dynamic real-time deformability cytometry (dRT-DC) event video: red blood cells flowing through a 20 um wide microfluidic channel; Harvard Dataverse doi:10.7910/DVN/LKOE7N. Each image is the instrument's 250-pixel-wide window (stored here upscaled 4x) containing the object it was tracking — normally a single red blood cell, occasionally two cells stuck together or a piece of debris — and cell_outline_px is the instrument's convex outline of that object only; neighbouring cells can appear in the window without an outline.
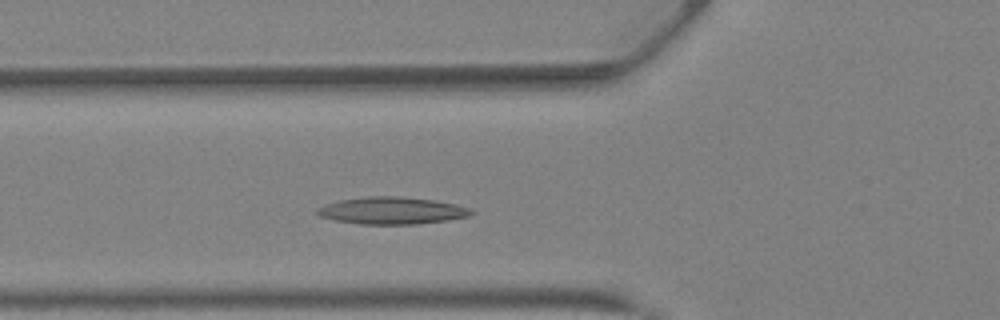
{"species": "Egyptian fruit bat (a non-hibernating species)", "species_latin": "Rousettus aegyptiacus", "temperature_condition": "warm", "stored_images_in_passage": 25, "camera_frame_rate_fps": 3000, "um_per_image_px": 0.085, "animal": {"sex": "female"}, "frame": {"image": 1, "passage_image": 7, "time_ms": 2.0, "image_size_px": [1000, 320], "cell_outline_px": [[476, 212], [468, 216], [448, 220], [416, 224], [360, 224], [336, 220], [320, 216], [316, 212], [316, 208], [340, 200], [368, 196], [400, 196], [432, 200], [456, 204], [472, 208]], "centroid_in_image_um": [33.35, 17.9], "position_along_channel_um": 92.4, "area_um2": 24.28}}
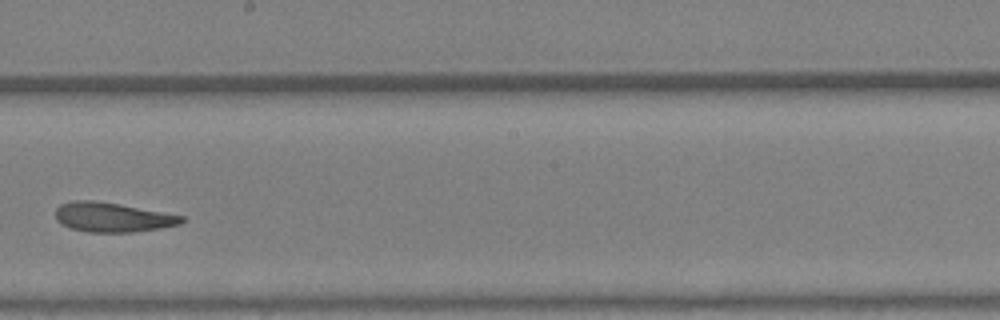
{"frame": {"image": 2, "passage_image": 16, "time_ms": 5.0, "image_size_px": [1000, 320], "cell_outline_px": [[184, 220], [180, 224], [160, 228], [132, 232], [88, 232], [72, 228], [60, 224], [56, 220], [56, 208], [60, 204], [72, 200], [92, 200], [120, 204], [184, 216]], "centroid_in_image_um": [9.52, 18.46], "position_along_channel_um": 238.7, "area_um2": 21.62}}
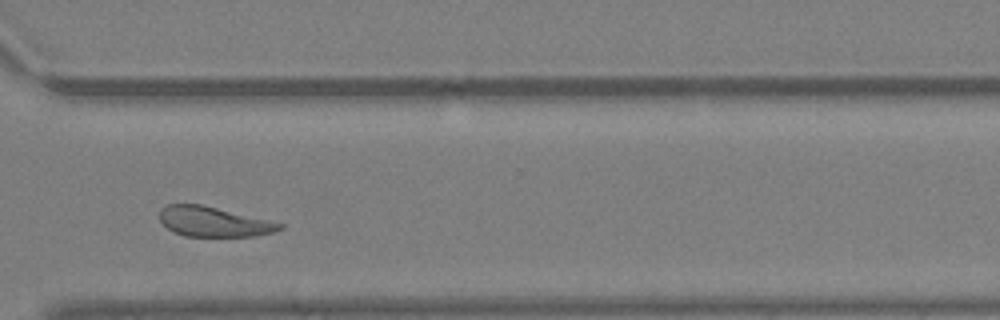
{"frame": {"image": 3, "passage_image": 23, "time_ms": 7.333, "image_size_px": [1000, 320], "cell_outline_px": [[284, 228], [272, 232], [256, 236], [184, 236], [172, 232], [160, 220], [160, 212], [168, 204], [200, 204], [268, 220], [284, 224]], "centroid_in_image_um": [18.16, 18.86], "position_along_channel_um": 352.4, "area_um2": 20.63}, "authors_computed_cell_mechanics": {"area_um2": 22.1374, "velocity_mm_per_s": 4.8794, "shape_relaxation_time_tau1_ms": null, "shape_relaxation_time_tau2_ms": 4.5683, "deformation_change_tau1": null, "deformation_change_tau2": 0.1313}}